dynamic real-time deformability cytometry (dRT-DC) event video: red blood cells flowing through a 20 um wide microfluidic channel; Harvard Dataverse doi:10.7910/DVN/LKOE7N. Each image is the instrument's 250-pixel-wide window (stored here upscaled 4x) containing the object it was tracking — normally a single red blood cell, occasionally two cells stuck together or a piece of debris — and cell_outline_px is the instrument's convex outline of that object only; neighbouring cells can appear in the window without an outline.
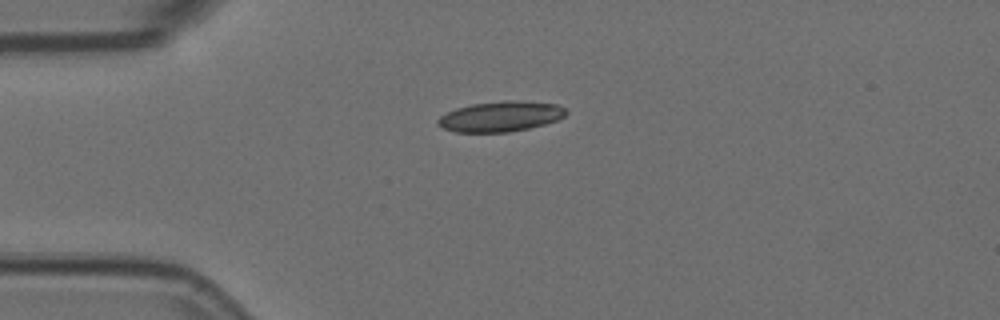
{"species": "Egyptian fruit bat (a non-hibernating species)", "species_latin": "Rousettus aegyptiacus", "temperature_condition": "room temperature", "stored_images_in_passage": 43, "camera_frame_rate_fps": 3000, "um_per_image_px": 0.085, "animal": {"sex": "female"}, "frame": {"image": 1, "passage_image": 1, "time_ms": 0.0, "image_size_px": [1000, 320], "cell_outline_px": [[568, 112], [564, 116], [556, 120], [544, 124], [528, 128], [508, 132], [456, 132], [444, 128], [436, 124], [436, 120], [440, 116], [456, 108], [472, 104], [504, 100], [520, 100], [556, 104], [564, 108]], "centroid_in_image_um": [42.53, 9.89], "position_along_channel_um": 42.5, "area_um2": 22.6}}
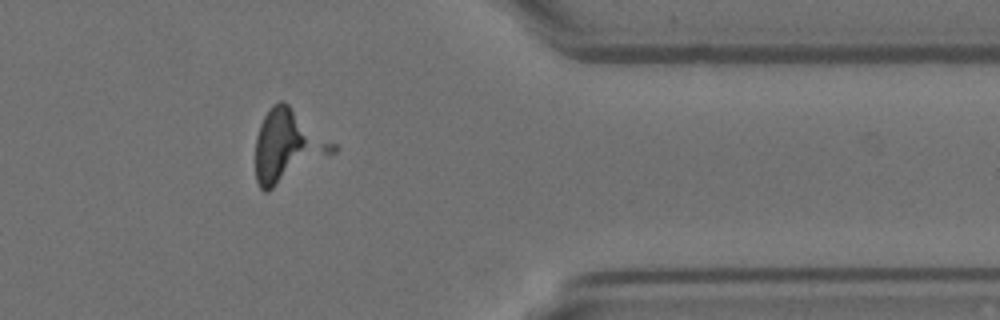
{"frame": {"image": 2, "passage_image": 33, "time_ms": 10.667, "image_size_px": [1000, 320], "cell_outline_px": [[340, 148], [336, 152], [268, 192], [264, 192], [260, 188], [256, 180], [256, 136], [260, 124], [268, 108], [272, 104], [280, 100], [284, 100], [336, 144]], "centroid_in_image_um": [24.46, 12.41], "position_along_channel_um": 386.9, "area_um2": 32.83}}
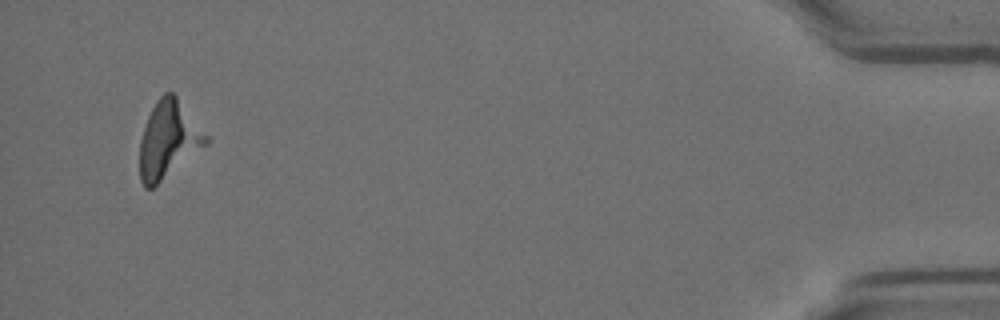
{"frame": {"image": 3, "passage_image": 41, "time_ms": 13.333, "image_size_px": [1000, 320], "cell_outline_px": [[208, 144], [152, 188], [144, 188], [140, 180], [140, 140], [148, 116], [156, 100], [164, 92], [172, 92], [176, 96], [208, 136]], "centroid_in_image_um": [14.3, 11.88], "position_along_channel_um": 420.9, "area_um2": 29.3}}